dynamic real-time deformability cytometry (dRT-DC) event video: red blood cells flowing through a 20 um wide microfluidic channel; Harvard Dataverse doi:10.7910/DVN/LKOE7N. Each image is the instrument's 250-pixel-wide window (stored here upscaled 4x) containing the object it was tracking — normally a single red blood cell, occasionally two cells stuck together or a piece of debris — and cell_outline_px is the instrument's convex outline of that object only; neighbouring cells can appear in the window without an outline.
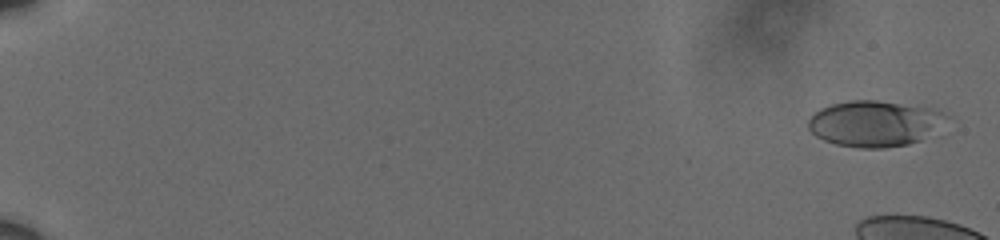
{"species": "human", "species_latin": "Homo sapiens", "temperature_condition": "cold", "stored_images_in_passage": 15, "camera_frame_rate_fps": 3000, "um_per_image_px": 0.085, "donor": {"sex": "male"}, "frame": {"image": 1, "passage_image": 3, "time_ms": 0.667, "image_size_px": [1000, 240], "cell_outline_px": [[948, 116], [920, 140], [908, 144], [884, 148], [860, 148], [836, 144], [824, 140], [816, 136], [808, 128], [808, 120], [820, 108], [832, 104], [848, 100], [876, 100], [936, 108]], "centroid_in_image_um": [74.28, 10.49], "position_along_channel_um": 10.7, "area_um2": 36.53}}